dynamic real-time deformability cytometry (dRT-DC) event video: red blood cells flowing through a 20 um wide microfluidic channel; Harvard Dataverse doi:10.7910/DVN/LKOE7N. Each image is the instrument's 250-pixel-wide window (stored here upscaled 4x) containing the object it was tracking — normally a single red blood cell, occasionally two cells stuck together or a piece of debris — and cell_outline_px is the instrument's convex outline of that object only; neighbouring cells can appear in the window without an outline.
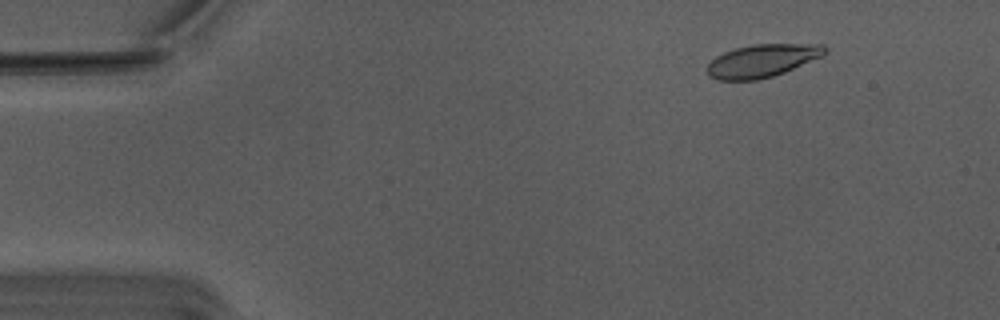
{"species": "Egyptian fruit bat (a non-hibernating species)", "species_latin": "Rousettus aegyptiacus", "temperature_condition": "warm", "stored_images_in_passage": 54, "camera_frame_rate_fps": 3000, "um_per_image_px": 0.085, "animal": {"sex": "male"}, "frame": {"image": 1, "passage_image": 7, "time_ms": 2.0, "image_size_px": [1000, 320], "cell_outline_px": [[828, 52], [820, 56], [784, 72], [772, 76], [756, 80], [720, 80], [708, 76], [708, 64], [716, 56], [724, 52], [736, 48], [752, 44], [824, 44], [828, 48]], "centroid_in_image_um": [64.78, 5.15], "position_along_channel_um": 20.2, "area_um2": 22.31}}
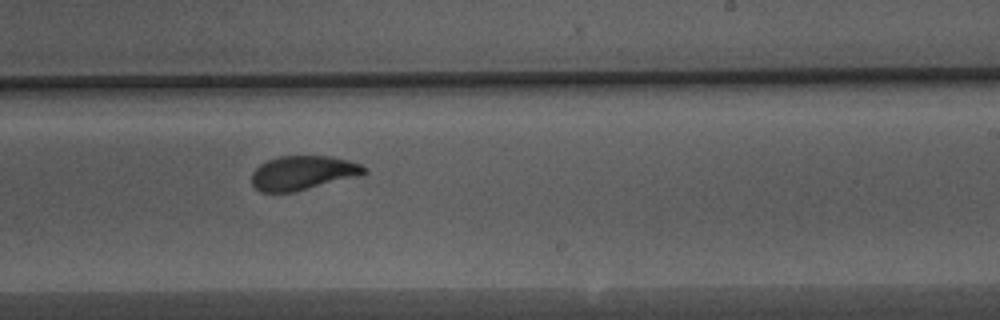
{"frame": {"image": 2, "passage_image": 34, "time_ms": 11.0, "image_size_px": [1000, 320], "cell_outline_px": [[368, 172], [292, 192], [260, 192], [252, 184], [252, 172], [260, 164], [268, 160], [280, 156], [328, 156], [348, 160], [360, 164], [368, 168]], "centroid_in_image_um": [25.69, 14.68], "position_along_channel_um": 263.3, "area_um2": 21.85}}
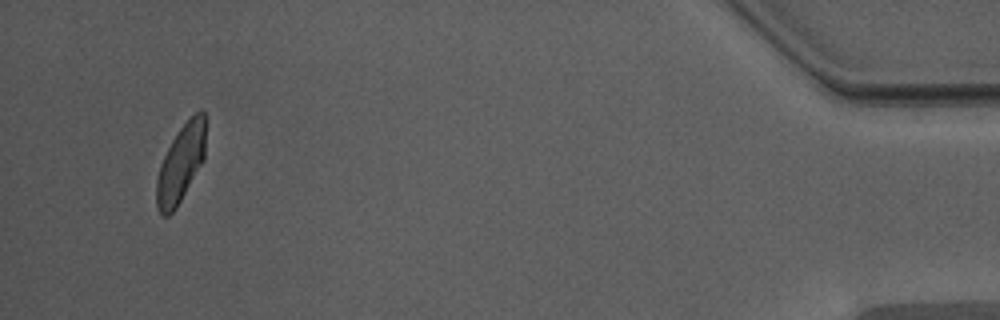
{"frame": {"image": 3, "passage_image": 53, "time_ms": 17.333, "image_size_px": [1000, 320], "cell_outline_px": [[204, 160], [176, 208], [168, 216], [160, 216], [156, 208], [156, 180], [160, 164], [172, 140], [180, 128], [200, 108], [204, 112]], "centroid_in_image_um": [15.33, 13.96], "position_along_channel_um": 419.9, "area_um2": 21.96}}